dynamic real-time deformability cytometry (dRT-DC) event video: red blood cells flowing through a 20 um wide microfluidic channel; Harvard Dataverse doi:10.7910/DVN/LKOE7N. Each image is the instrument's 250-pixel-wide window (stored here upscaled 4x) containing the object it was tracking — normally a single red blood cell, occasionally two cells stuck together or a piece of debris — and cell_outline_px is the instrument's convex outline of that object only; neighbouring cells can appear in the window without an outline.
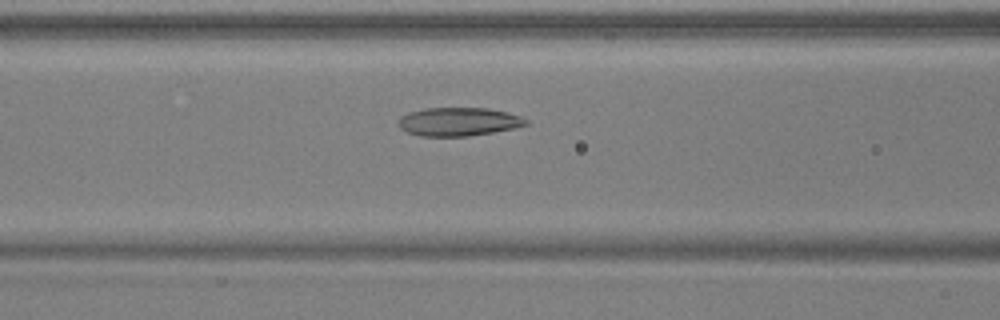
{"species": "common noctule bat (a hibernating species)", "species_latin": "Nyctalus noctula", "temperature_condition": "warm", "stored_images_in_passage": 51, "camera_frame_rate_fps": 3000, "um_per_image_px": 0.085, "animal": {"sex": "male", "body_mass_g": 17.9, "forearm_length_mm": 54.2}, "frame": {"image": 1, "passage_image": 21, "time_ms": 6.667, "image_size_px": [1000, 320], "cell_outline_px": [[528, 124], [516, 128], [468, 136], [420, 136], [408, 132], [400, 128], [400, 116], [408, 112], [424, 108], [488, 108], [508, 112], [520, 116], [528, 120]], "centroid_in_image_um": [39.0, 10.34], "position_along_channel_um": 127.6, "area_um2": 21.15}}
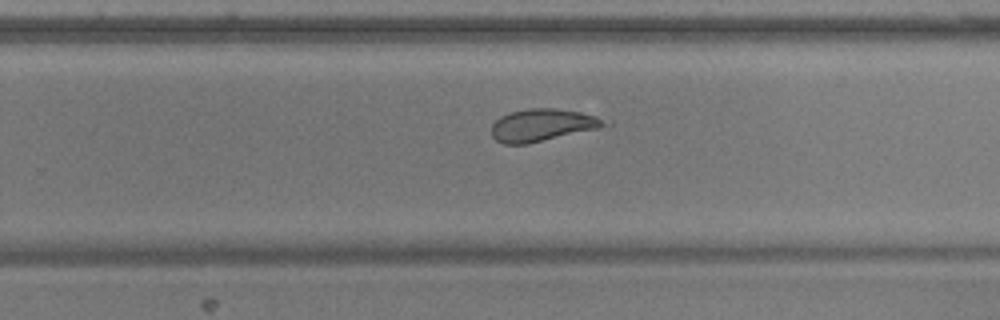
{"frame": {"image": 2, "passage_image": 33, "time_ms": 10.667, "image_size_px": [1000, 320], "cell_outline_px": [[612, 124], [600, 128], [528, 144], [504, 144], [496, 140], [492, 136], [492, 124], [500, 116], [512, 112], [528, 108], [556, 108], [580, 112], [612, 120]], "centroid_in_image_um": [46.17, 10.63], "position_along_channel_um": 283.6, "area_um2": 21.56}}
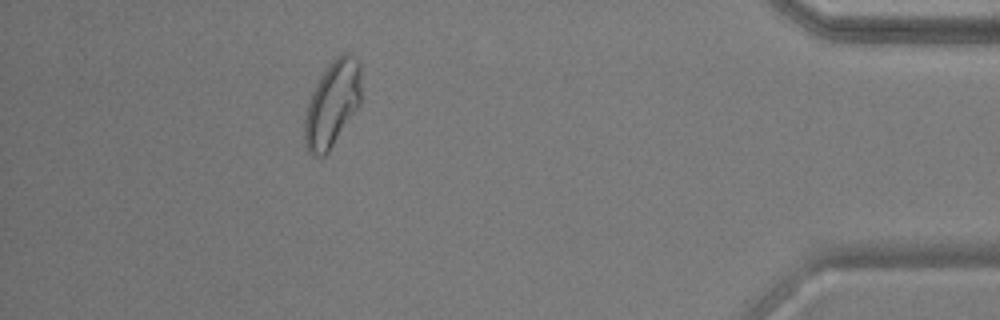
{"frame": {"image": 3, "passage_image": 46, "time_ms": 15.0, "image_size_px": [1000, 320], "cell_outline_px": [[360, 104], [328, 152], [324, 156], [312, 156], [308, 152], [304, 144], [304, 120], [308, 104], [312, 92], [320, 76], [332, 56], [344, 52], [348, 52], [356, 56], [360, 64]], "centroid_in_image_um": [28.23, 8.78], "position_along_channel_um": 407.0, "area_um2": 28.61}, "authors_computed_cell_mechanics": {"area_um2": 23.2934, "velocity_mm_per_s": 3.9317, "shape_relaxation_time_tau1_ms": null, "shape_relaxation_time_tau2_ms": 2.0551, "deformation_change_tau1": null, "deformation_change_tau2": 0.0918}}